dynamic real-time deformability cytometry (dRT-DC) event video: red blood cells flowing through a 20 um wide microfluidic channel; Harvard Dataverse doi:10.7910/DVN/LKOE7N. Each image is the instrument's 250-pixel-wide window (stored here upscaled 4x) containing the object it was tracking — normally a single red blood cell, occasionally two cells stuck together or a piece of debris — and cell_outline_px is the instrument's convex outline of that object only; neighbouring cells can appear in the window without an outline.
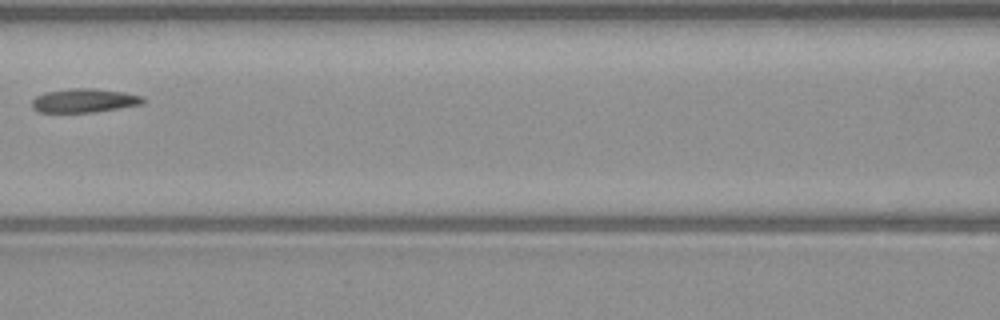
{"species": "common noctule bat (a hibernating species)", "species_latin": "Nyctalus noctula", "temperature_condition": "warm", "stored_images_in_passage": 4, "camera_frame_rate_fps": 3000, "um_per_image_px": 0.085, "animal": {"sex": "male", "body_mass_g": 23.1, "forearm_length_mm": 52.7}, "frame": {"image": 1, "passage_image": 3, "time_ms": 2.333, "image_size_px": [1000, 320], "cell_outline_px": [[148, 100], [144, 104], [120, 108], [92, 112], [40, 112], [32, 108], [32, 100], [36, 96], [44, 92], [68, 88], [96, 88], [124, 92], [144, 96]], "centroid_in_image_um": [7.21, 8.53], "position_along_channel_um": 159.4, "area_um2": 15.72}}
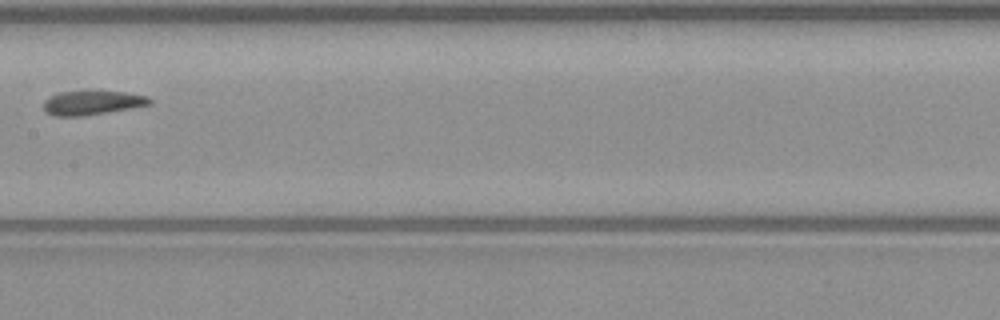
{"frame": {"image": 2, "passage_image": 4, "time_ms": 3.333, "image_size_px": [1000, 320], "cell_outline_px": [[152, 104], [132, 108], [84, 116], [52, 116], [44, 112], [44, 100], [48, 96], [60, 92], [124, 92], [148, 96], [152, 100]], "centroid_in_image_um": [7.82, 8.75], "position_along_channel_um": 199.6, "area_um2": 14.91}}